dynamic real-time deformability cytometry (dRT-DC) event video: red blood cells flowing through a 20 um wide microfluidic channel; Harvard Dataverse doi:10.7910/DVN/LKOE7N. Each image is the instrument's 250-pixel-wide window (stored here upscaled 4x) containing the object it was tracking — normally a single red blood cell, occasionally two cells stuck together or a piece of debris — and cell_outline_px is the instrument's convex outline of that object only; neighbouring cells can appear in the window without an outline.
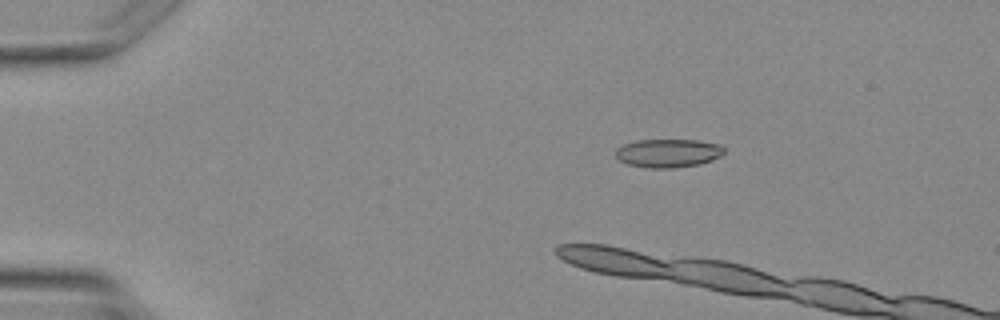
{"species": "Egyptian fruit bat (a non-hibernating species)", "species_latin": "Rousettus aegyptiacus", "temperature_condition": "warm", "stored_images_in_passage": 4, "camera_frame_rate_fps": 3000, "um_per_image_px": 0.085, "animal": {"sex": "female"}, "frame": {"image": 1, "passage_image": 1, "time_ms": 0.0, "image_size_px": [1000, 320], "cell_outline_px": [[724, 152], [720, 156], [712, 160], [700, 164], [672, 168], [644, 168], [628, 164], [620, 160], [616, 156], [616, 148], [624, 144], [636, 140], [696, 140], [720, 144], [724, 148]], "centroid_in_image_um": [56.79, 13.02], "position_along_channel_um": 28.2, "area_um2": 18.03}}